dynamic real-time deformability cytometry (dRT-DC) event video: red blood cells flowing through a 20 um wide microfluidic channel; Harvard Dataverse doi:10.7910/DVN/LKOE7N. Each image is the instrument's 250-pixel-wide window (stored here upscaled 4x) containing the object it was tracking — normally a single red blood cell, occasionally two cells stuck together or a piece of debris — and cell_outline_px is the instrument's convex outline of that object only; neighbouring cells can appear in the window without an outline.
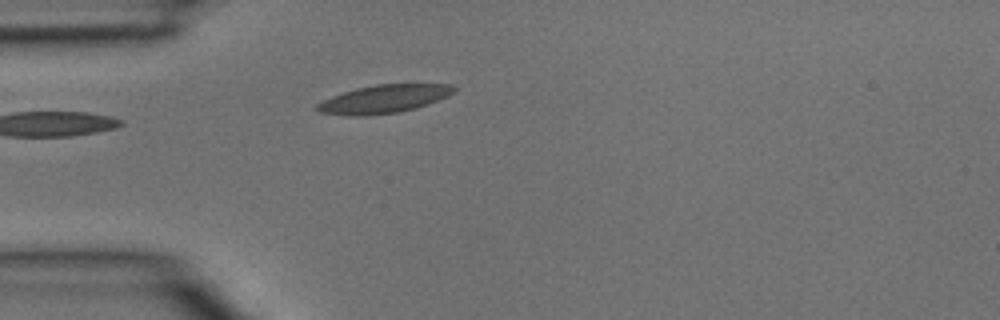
{"species": "common noctule bat (a hibernating species)", "species_latin": "Nyctalus noctula", "temperature_condition": "room temperature", "stored_images_in_passage": 3, "camera_frame_rate_fps": 3000, "um_per_image_px": 0.085, "animal": {"sex": "male", "body_mass_g": 15.6}, "frame": {"image": 1, "passage_image": 3, "time_ms": 0.667, "image_size_px": [1000, 320], "cell_outline_px": [[456, 88], [448, 96], [416, 108], [396, 112], [368, 116], [348, 116], [320, 112], [316, 108], [316, 104], [332, 96], [356, 88], [376, 84], [448, 84]], "centroid_in_image_um": [32.6, 8.42], "position_along_channel_um": 52.4, "area_um2": 22.25}}